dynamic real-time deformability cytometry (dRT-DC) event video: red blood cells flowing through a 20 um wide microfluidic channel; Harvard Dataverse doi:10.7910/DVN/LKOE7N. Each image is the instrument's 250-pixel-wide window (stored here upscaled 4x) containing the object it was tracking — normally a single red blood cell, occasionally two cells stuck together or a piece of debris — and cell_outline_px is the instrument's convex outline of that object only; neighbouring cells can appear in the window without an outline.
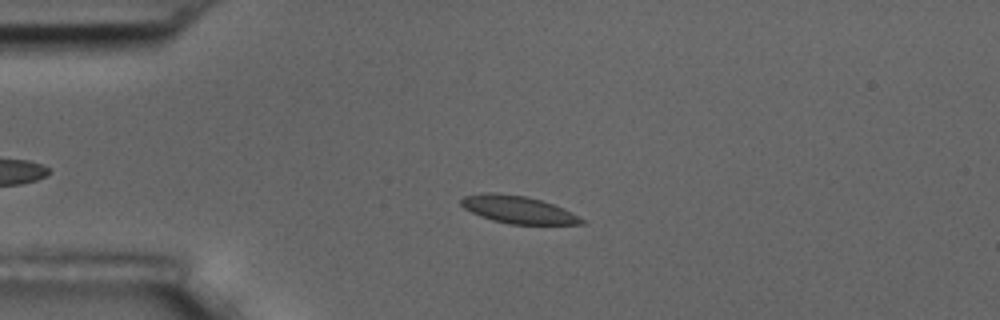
{"species": "common noctule bat (a hibernating species)", "species_latin": "Nyctalus noctula", "temperature_condition": "room temperature", "stored_images_in_passage": 6, "camera_frame_rate_fps": 3000, "um_per_image_px": 0.085, "animal": {"sex": "male", "body_mass_g": 17.5, "forearm_length_mm": 52.3}, "frame": {"image": 1, "passage_image": 4, "time_ms": 4.333, "image_size_px": [1000, 320], "cell_outline_px": [[588, 224], [508, 224], [492, 220], [480, 216], [464, 208], [460, 204], [460, 200], [464, 196], [480, 192], [496, 192], [524, 196], [540, 200], [564, 208], [572, 212], [584, 220]], "centroid_in_image_um": [44.01, 17.81], "position_along_channel_um": 41.0, "area_um2": 19.36}}